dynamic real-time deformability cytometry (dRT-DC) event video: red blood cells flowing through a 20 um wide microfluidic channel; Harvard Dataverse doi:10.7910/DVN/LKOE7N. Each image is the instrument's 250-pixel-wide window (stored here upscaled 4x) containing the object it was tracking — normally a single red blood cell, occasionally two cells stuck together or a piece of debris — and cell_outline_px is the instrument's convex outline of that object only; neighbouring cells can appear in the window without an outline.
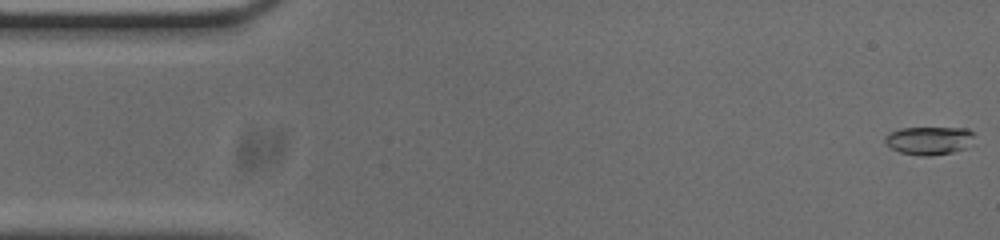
{"species": "common noctule bat (a hibernating species)", "species_latin": "Nyctalus noctula", "temperature_condition": "cold", "stored_images_in_passage": 54, "camera_frame_rate_fps": 3000, "um_per_image_px": 0.085, "animal": {"sex": "male", "body_mass_g": 20.0, "forearm_length_mm": 53.3}, "frame": {"image": 1, "passage_image": 1, "time_ms": 0.0, "image_size_px": [1000, 240], "cell_outline_px": [[972, 144], [968, 148], [952, 152], [932, 156], [924, 156], [900, 152], [892, 148], [884, 140], [884, 136], [888, 132], [900, 128], [968, 128], [972, 132]], "centroid_in_image_um": [78.98, 11.94], "position_along_channel_um": 6.0, "area_um2": 14.74}}
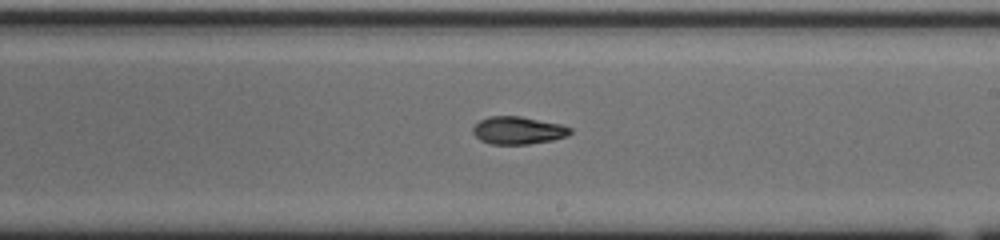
{"frame": {"image": 2, "passage_image": 30, "time_ms": 9.667, "image_size_px": [1000, 240], "cell_outline_px": [[572, 132], [568, 136], [552, 140], [528, 144], [492, 144], [480, 140], [472, 132], [472, 128], [480, 120], [488, 116], [520, 116], [560, 124], [572, 128]], "centroid_in_image_um": [44.04, 11.08], "position_along_channel_um": 245.0, "area_um2": 15.66}}
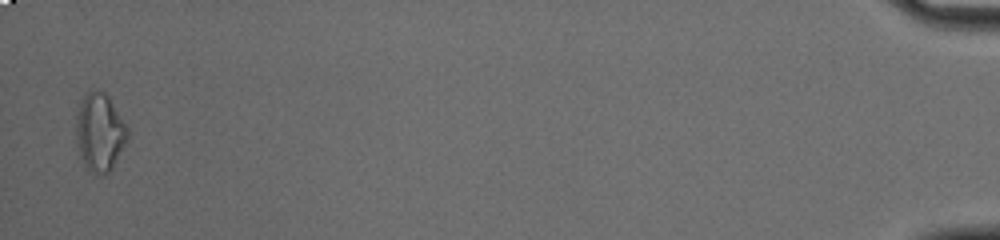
{"frame": {"image": 3, "passage_image": 53, "time_ms": 17.333, "image_size_px": [1000, 240], "cell_outline_px": [[128, 136], [112, 168], [104, 176], [100, 176], [92, 172], [84, 164], [80, 156], [76, 140], [76, 116], [80, 100], [92, 88], [96, 88], [104, 92], [108, 96], [128, 128]], "centroid_in_image_um": [8.45, 11.22], "position_along_channel_um": 426.8, "area_um2": 23.35}, "authors_computed_cell_mechanics": {"area_um2": 15.6638, "velocity_mm_per_s": 3.7185, "shape_relaxation_time_tau1_ms": 3.3008, "shape_relaxation_time_tau2_ms": 4.3469, "deformation_change_tau1": 0.1626, "deformation_change_tau2": 0.105}}